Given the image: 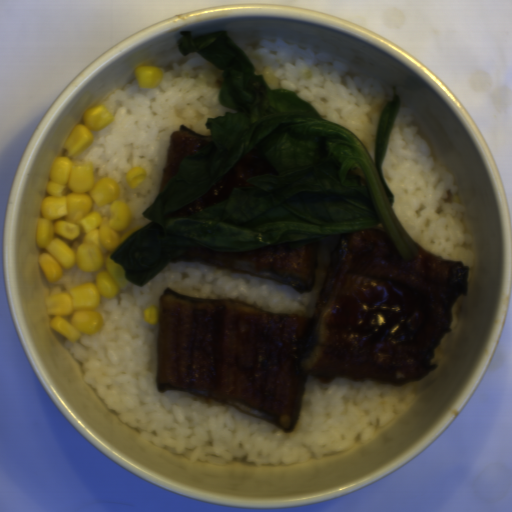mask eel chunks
I'll return each mask as SVG.
<instances>
[{"mask_svg":"<svg viewBox=\"0 0 512 512\" xmlns=\"http://www.w3.org/2000/svg\"><path fill=\"white\" fill-rule=\"evenodd\" d=\"M213 140V134H201L183 123L178 130L171 132L157 197L178 174L182 161L212 144Z\"/></svg>","mask_w":512,"mask_h":512,"instance_id":"eel-chunks-4","label":"eel chunks"},{"mask_svg":"<svg viewBox=\"0 0 512 512\" xmlns=\"http://www.w3.org/2000/svg\"><path fill=\"white\" fill-rule=\"evenodd\" d=\"M276 171L263 145L257 144L230 167L221 179L196 200L165 215L164 220L185 218L212 207L238 186H244L259 175Z\"/></svg>","mask_w":512,"mask_h":512,"instance_id":"eel-chunks-3","label":"eel chunks"},{"mask_svg":"<svg viewBox=\"0 0 512 512\" xmlns=\"http://www.w3.org/2000/svg\"><path fill=\"white\" fill-rule=\"evenodd\" d=\"M468 286L462 261L422 247L407 258L377 227L338 235L311 317L169 286L158 298L155 386L236 407L289 434L308 377L422 381L438 366L431 361Z\"/></svg>","mask_w":512,"mask_h":512,"instance_id":"eel-chunks-1","label":"eel chunks"},{"mask_svg":"<svg viewBox=\"0 0 512 512\" xmlns=\"http://www.w3.org/2000/svg\"><path fill=\"white\" fill-rule=\"evenodd\" d=\"M318 242L292 248H263L238 253L213 252L201 247L186 249L170 264L188 261L213 270H227L285 285L298 294L311 292L318 270Z\"/></svg>","mask_w":512,"mask_h":512,"instance_id":"eel-chunks-2","label":"eel chunks"}]
</instances>
